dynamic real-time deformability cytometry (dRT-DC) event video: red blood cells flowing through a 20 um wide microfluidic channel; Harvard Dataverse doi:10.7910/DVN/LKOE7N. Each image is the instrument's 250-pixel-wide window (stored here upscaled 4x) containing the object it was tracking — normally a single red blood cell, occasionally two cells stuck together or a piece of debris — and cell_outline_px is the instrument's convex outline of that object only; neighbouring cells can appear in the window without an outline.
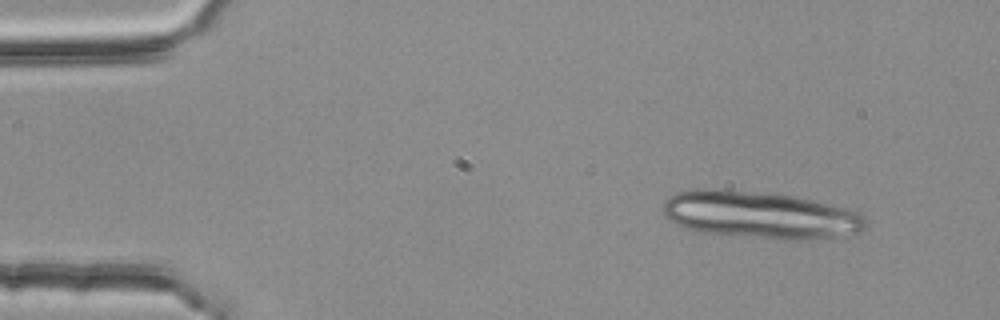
{"species": "common noctule bat (a hibernating species)", "species_latin": "Nyctalus noctula", "temperature_condition": "room temperature", "stored_images_in_passage": 4, "camera_frame_rate_fps": 3000, "um_per_image_px": 0.085, "animal": {"sex": "female", "body_mass_g": 25.1}, "frame": {"image": 1, "passage_image": 1, "time_ms": 0.0, "image_size_px": [1000, 320], "cell_outline_px": [[868, 224], [860, 232], [836, 236], [796, 240], [780, 240], [700, 232], [684, 228], [668, 220], [664, 216], [664, 200], [668, 196], [676, 192], [696, 188], [712, 188], [792, 196], [844, 208], [856, 212], [864, 216], [868, 220]], "centroid_in_image_um": [64.54, 18.28], "position_along_channel_um": 20.5, "area_um2": 55.6}}